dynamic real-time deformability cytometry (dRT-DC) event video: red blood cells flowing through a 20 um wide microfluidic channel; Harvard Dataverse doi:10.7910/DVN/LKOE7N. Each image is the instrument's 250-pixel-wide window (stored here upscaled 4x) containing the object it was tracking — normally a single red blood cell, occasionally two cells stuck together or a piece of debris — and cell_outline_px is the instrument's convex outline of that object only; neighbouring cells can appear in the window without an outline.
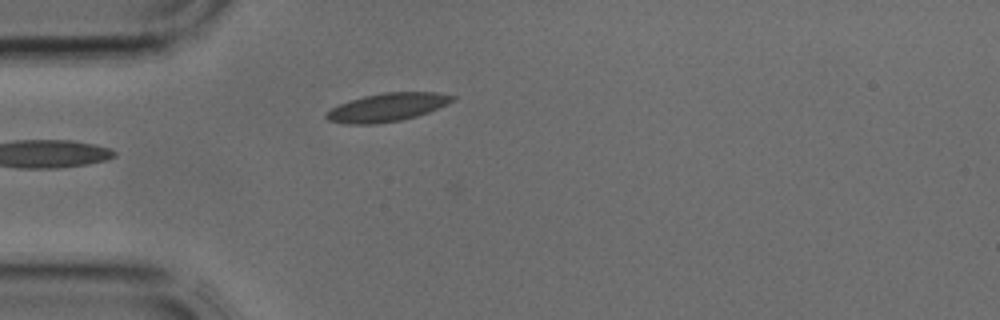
{"species": "common noctule bat (a hibernating species)", "species_latin": "Nyctalus noctula", "temperature_condition": "cold", "stored_images_in_passage": 33, "camera_frame_rate_fps": 3000, "um_per_image_px": 0.085, "animal": {"sex": "male", "body_mass_g": 17.9, "forearm_length_mm": 54.2}, "frame": {"image": 1, "passage_image": 14, "time_ms": 4.333, "image_size_px": [1000, 320], "cell_outline_px": [[456, 100], [448, 104], [428, 112], [416, 116], [400, 120], [376, 124], [344, 124], [328, 120], [324, 116], [332, 108], [340, 104], [364, 96], [384, 92], [436, 92], [456, 96]], "centroid_in_image_um": [32.95, 9.12], "position_along_channel_um": 52.1, "area_um2": 20.69}}